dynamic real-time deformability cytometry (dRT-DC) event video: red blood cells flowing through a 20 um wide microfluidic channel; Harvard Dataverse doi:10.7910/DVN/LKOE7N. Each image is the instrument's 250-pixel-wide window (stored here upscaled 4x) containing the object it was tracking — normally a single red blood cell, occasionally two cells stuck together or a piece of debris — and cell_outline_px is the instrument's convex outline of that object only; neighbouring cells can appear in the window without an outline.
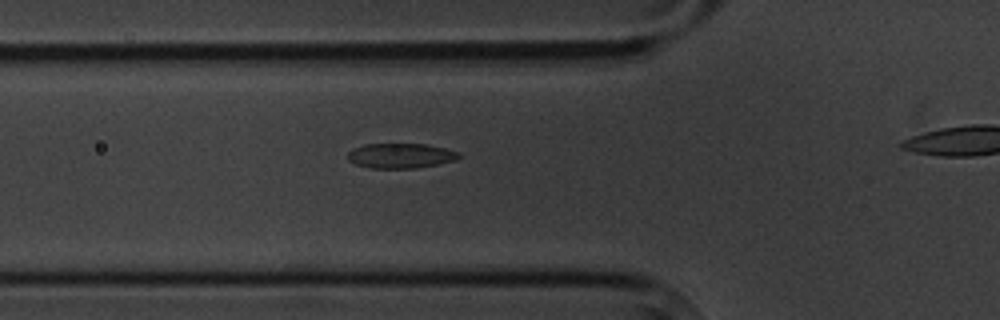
{"species": "common noctule bat (a hibernating species)", "species_latin": "Nyctalus noctula", "temperature_condition": "cold", "stored_images_in_passage": 5, "segment_of_instrument_passage": [1, 2], "camera_frame_rate_fps": 3000, "um_per_image_px": 0.085, "animal": {"sex": "male", "body_mass_g": 20.1, "forearm_length_mm": 53.5}, "frame": {"image": 1, "passage_image": 4, "time_ms": 3.333, "image_size_px": [1000, 320], "cell_outline_px": [[460, 156], [456, 160], [416, 168], [372, 168], [356, 164], [348, 160], [348, 152], [352, 148], [364, 144], [424, 144], [444, 148], [460, 152]], "centroid_in_image_um": [34.03, 13.23], "position_along_channel_um": 91.8, "area_um2": 16.07}}